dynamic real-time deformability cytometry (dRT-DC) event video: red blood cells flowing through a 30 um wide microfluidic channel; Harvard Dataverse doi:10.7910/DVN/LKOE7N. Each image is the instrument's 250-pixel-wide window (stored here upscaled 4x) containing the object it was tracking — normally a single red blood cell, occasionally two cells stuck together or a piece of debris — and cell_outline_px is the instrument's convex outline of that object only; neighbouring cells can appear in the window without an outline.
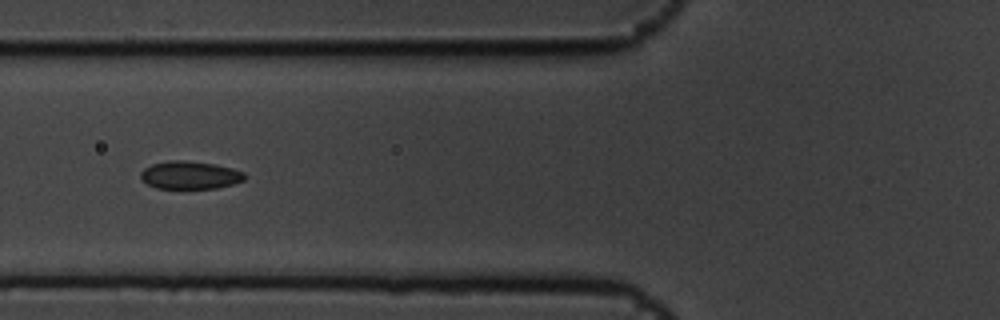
{"species": "common noctule bat (a hibernating species)", "species_latin": "Nyctalus noctula", "temperature_condition": "cold", "stored_images_in_passage": 9, "camera_frame_rate_fps": 3000, "um_per_image_px": 0.085, "animal": {"sex": "male", "body_mass_g": 19.5, "forearm_length_mm": 54.6}, "frame": {"image": 1, "passage_image": 7, "time_ms": 2.0, "image_size_px": [1000, 320], "cell_outline_px": [[248, 176], [244, 180], [232, 184], [216, 188], [156, 188], [148, 184], [140, 176], [140, 172], [144, 168], [152, 164], [168, 160], [184, 160], [216, 164], [232, 168], [244, 172]], "centroid_in_image_um": [16.17, 14.87], "position_along_channel_um": 109.6, "area_um2": 16.94}}
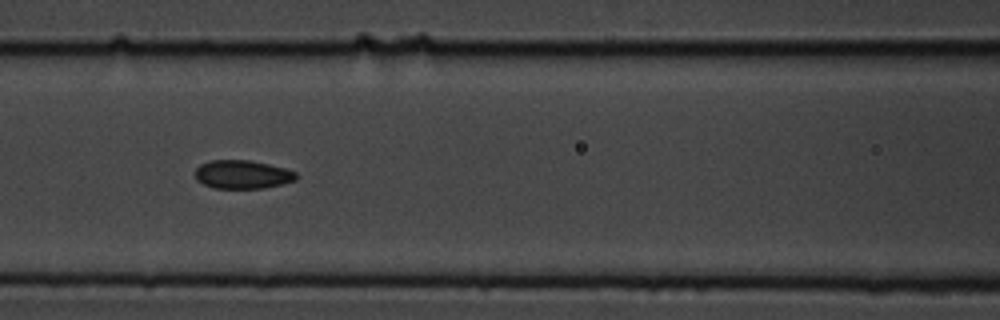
{"frame": {"image": 2, "passage_image": 8, "time_ms": 2.333, "image_size_px": [1000, 320], "cell_outline_px": [[296, 180], [264, 188], [212, 188], [196, 180], [196, 168], [200, 164], [212, 160], [248, 160], [268, 164], [284, 168], [296, 172]], "centroid_in_image_um": [20.58, 14.83], "position_along_channel_um": 146.0, "area_um2": 16.65}}
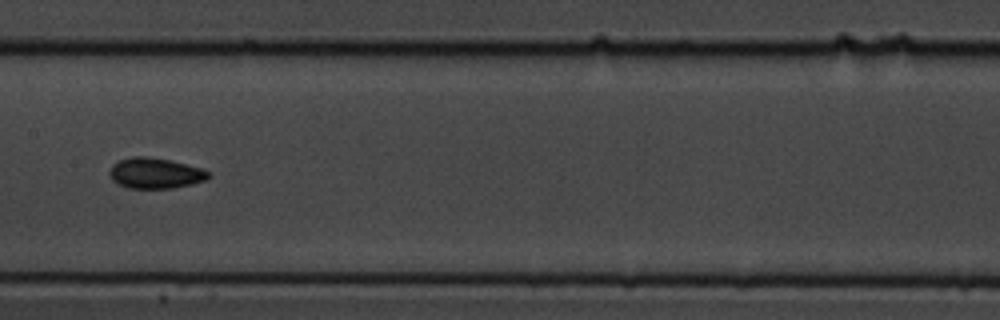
{"frame": {"image": 3, "passage_image": 9, "time_ms": 2.667, "image_size_px": [1000, 320], "cell_outline_px": [[212, 176], [204, 180], [192, 184], [172, 188], [128, 188], [112, 180], [108, 172], [112, 164], [120, 160], [132, 156], [148, 156], [168, 160], [200, 168], [212, 172]], "centroid_in_image_um": [13.19, 14.72], "position_along_channel_um": 194.2, "area_um2": 17.63}}